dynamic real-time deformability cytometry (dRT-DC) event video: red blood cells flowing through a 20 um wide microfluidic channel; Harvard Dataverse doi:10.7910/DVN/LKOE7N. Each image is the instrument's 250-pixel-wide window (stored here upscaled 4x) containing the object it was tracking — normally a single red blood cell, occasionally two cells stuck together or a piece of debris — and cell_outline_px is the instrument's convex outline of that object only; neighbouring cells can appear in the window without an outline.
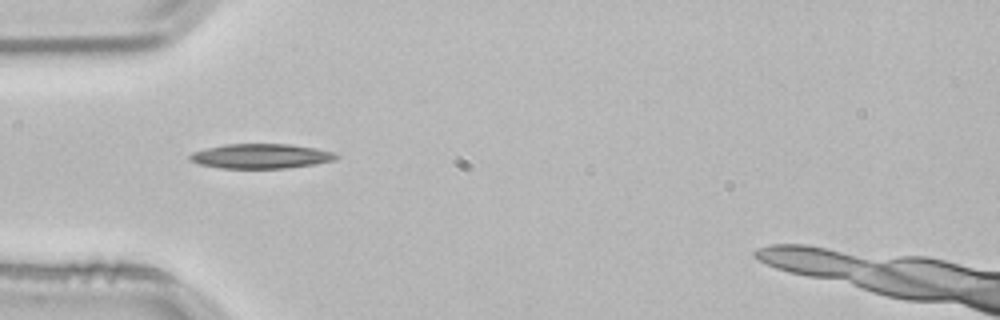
{"species": "common noctule bat (a hibernating species)", "species_latin": "Nyctalus noctula", "temperature_condition": "room temperature", "stored_images_in_passage": 37, "camera_frame_rate_fps": 3000, "um_per_image_px": 0.085, "animal": {"sex": "male", "body_mass_g": 21.5, "forearm_length_mm": 52.0}, "frame": {"image": 1, "passage_image": 1, "time_ms": 0.0, "image_size_px": [1000, 320], "cell_outline_px": [[340, 156], [336, 160], [316, 164], [288, 168], [220, 168], [200, 164], [188, 160], [188, 156], [192, 152], [224, 144], [292, 144], [316, 148], [336, 152]], "centroid_in_image_um": [22.23, 13.27], "position_along_channel_um": 62.8, "area_um2": 21.27}}
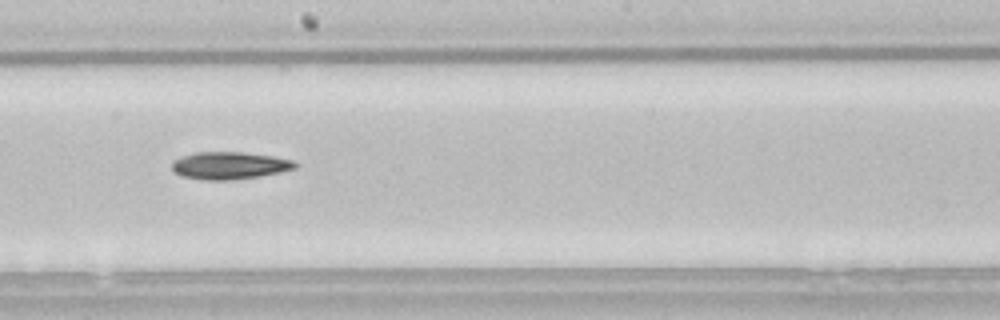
{"frame": {"image": 2, "passage_image": 14, "time_ms": 4.333, "image_size_px": [1000, 320], "cell_outline_px": [[296, 168], [280, 172], [260, 176], [232, 180], [204, 180], [180, 176], [172, 172], [172, 164], [176, 160], [184, 156], [196, 152], [240, 152], [272, 156], [292, 160], [296, 164]], "centroid_in_image_um": [19.48, 14.08], "position_along_channel_um": 228.7, "area_um2": 19.54}}
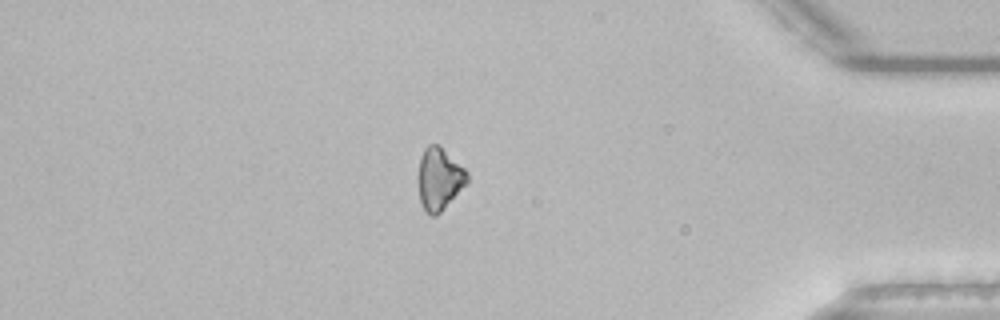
{"frame": {"image": 3, "passage_image": 30, "time_ms": 9.667, "image_size_px": [1000, 320], "cell_outline_px": [[468, 184], [436, 216], [432, 216], [424, 208], [420, 200], [416, 176], [420, 156], [424, 148], [428, 144], [436, 144], [464, 168], [468, 172]], "centroid_in_image_um": [37.31, 15.21], "position_along_channel_um": 397.9, "area_um2": 17.86}, "authors_computed_cell_mechanics": {"area_um2": 18.6694, "velocity_mm_per_s": 3.8466, "shape_relaxation_time_tau1_ms": 4.2894, "shape_relaxation_time_tau2_ms": null, "deformation_change_tau1": 0.1097, "deformation_change_tau2": null}}